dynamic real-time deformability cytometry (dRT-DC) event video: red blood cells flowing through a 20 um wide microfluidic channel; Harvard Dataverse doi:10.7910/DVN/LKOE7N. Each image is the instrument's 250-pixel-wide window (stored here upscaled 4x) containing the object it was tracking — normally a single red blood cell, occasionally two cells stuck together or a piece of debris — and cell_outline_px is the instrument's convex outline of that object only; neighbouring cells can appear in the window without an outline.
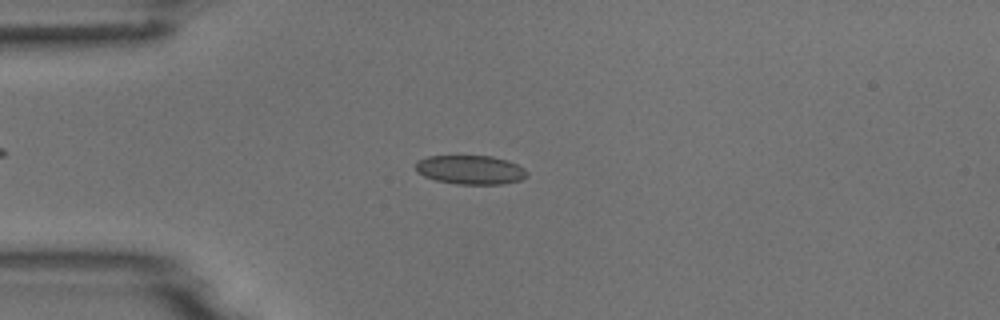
{"species": "common noctule bat (a hibernating species)", "species_latin": "Nyctalus noctula", "temperature_condition": "room temperature", "stored_images_in_passage": 53, "camera_frame_rate_fps": 3000, "um_per_image_px": 0.085, "animal": {"sex": "male", "body_mass_g": 18.8}, "frame": {"image": 1, "passage_image": 13, "time_ms": 4.0, "image_size_px": [1000, 320], "cell_outline_px": [[528, 176], [520, 180], [500, 184], [456, 184], [436, 180], [424, 176], [416, 172], [416, 160], [428, 156], [492, 156], [508, 160], [524, 168], [528, 172]], "centroid_in_image_um": [39.98, 14.43], "position_along_channel_um": 45.0, "area_um2": 18.9}}
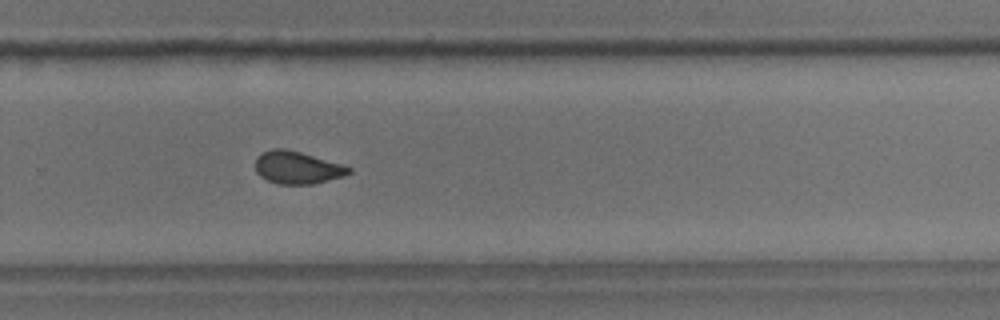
{"frame": {"image": 2, "passage_image": 35, "time_ms": 11.333, "image_size_px": [1000, 320], "cell_outline_px": [[352, 172], [344, 176], [312, 184], [280, 184], [268, 180], [260, 176], [256, 172], [256, 156], [260, 152], [272, 148], [288, 148], [340, 164], [352, 168]], "centroid_in_image_um": [25.23, 14.23], "position_along_channel_um": 304.6, "area_um2": 17.74}}
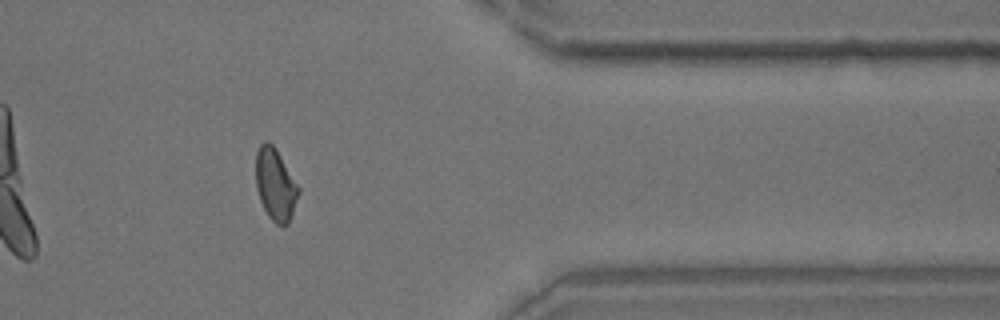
{"frame": {"image": 3, "passage_image": 43, "time_ms": 14.0, "image_size_px": [1000, 320], "cell_outline_px": [[300, 192], [288, 224], [276, 224], [268, 216], [260, 200], [256, 188], [256, 152], [260, 144], [264, 140], [268, 140], [276, 148], [300, 188]], "centroid_in_image_um": [23.4, 15.65], "position_along_channel_um": 388.0, "area_um2": 17.92}}